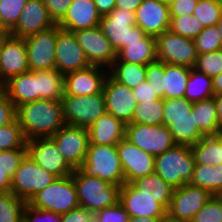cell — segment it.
<instances>
[{"instance_id":"1","label":"cell","mask_w":222,"mask_h":222,"mask_svg":"<svg viewBox=\"0 0 222 222\" xmlns=\"http://www.w3.org/2000/svg\"><path fill=\"white\" fill-rule=\"evenodd\" d=\"M26 140L51 137L64 125L62 101L39 99L16 108Z\"/></svg>"},{"instance_id":"2","label":"cell","mask_w":222,"mask_h":222,"mask_svg":"<svg viewBox=\"0 0 222 222\" xmlns=\"http://www.w3.org/2000/svg\"><path fill=\"white\" fill-rule=\"evenodd\" d=\"M79 205L89 212L96 213L119 202L120 186L109 184L99 177L85 175L80 169L73 171Z\"/></svg>"},{"instance_id":"3","label":"cell","mask_w":222,"mask_h":222,"mask_svg":"<svg viewBox=\"0 0 222 222\" xmlns=\"http://www.w3.org/2000/svg\"><path fill=\"white\" fill-rule=\"evenodd\" d=\"M79 169L85 175L99 177L109 184L121 187L125 183L117 145L89 144L85 161Z\"/></svg>"},{"instance_id":"4","label":"cell","mask_w":222,"mask_h":222,"mask_svg":"<svg viewBox=\"0 0 222 222\" xmlns=\"http://www.w3.org/2000/svg\"><path fill=\"white\" fill-rule=\"evenodd\" d=\"M194 156L188 145L176 144L155 157V173L174 189L191 182Z\"/></svg>"},{"instance_id":"5","label":"cell","mask_w":222,"mask_h":222,"mask_svg":"<svg viewBox=\"0 0 222 222\" xmlns=\"http://www.w3.org/2000/svg\"><path fill=\"white\" fill-rule=\"evenodd\" d=\"M27 204L35 209L64 214L80 207L75 184L71 176L57 178L36 193Z\"/></svg>"},{"instance_id":"6","label":"cell","mask_w":222,"mask_h":222,"mask_svg":"<svg viewBox=\"0 0 222 222\" xmlns=\"http://www.w3.org/2000/svg\"><path fill=\"white\" fill-rule=\"evenodd\" d=\"M99 26L115 52L128 47V43L140 42L147 35L136 25L135 12L118 8L101 16Z\"/></svg>"},{"instance_id":"7","label":"cell","mask_w":222,"mask_h":222,"mask_svg":"<svg viewBox=\"0 0 222 222\" xmlns=\"http://www.w3.org/2000/svg\"><path fill=\"white\" fill-rule=\"evenodd\" d=\"M58 177L40 167L28 154L21 160L11 179V193L28 202Z\"/></svg>"},{"instance_id":"8","label":"cell","mask_w":222,"mask_h":222,"mask_svg":"<svg viewBox=\"0 0 222 222\" xmlns=\"http://www.w3.org/2000/svg\"><path fill=\"white\" fill-rule=\"evenodd\" d=\"M65 124L89 128L95 120L107 112L104 93L62 98Z\"/></svg>"},{"instance_id":"9","label":"cell","mask_w":222,"mask_h":222,"mask_svg":"<svg viewBox=\"0 0 222 222\" xmlns=\"http://www.w3.org/2000/svg\"><path fill=\"white\" fill-rule=\"evenodd\" d=\"M125 138L154 157L176 145L169 128L163 124H126Z\"/></svg>"},{"instance_id":"10","label":"cell","mask_w":222,"mask_h":222,"mask_svg":"<svg viewBox=\"0 0 222 222\" xmlns=\"http://www.w3.org/2000/svg\"><path fill=\"white\" fill-rule=\"evenodd\" d=\"M157 59L165 64L193 68L198 56L194 40L164 31L156 37Z\"/></svg>"},{"instance_id":"11","label":"cell","mask_w":222,"mask_h":222,"mask_svg":"<svg viewBox=\"0 0 222 222\" xmlns=\"http://www.w3.org/2000/svg\"><path fill=\"white\" fill-rule=\"evenodd\" d=\"M61 28L56 24L50 29L24 38L29 71L56 69V37Z\"/></svg>"},{"instance_id":"12","label":"cell","mask_w":222,"mask_h":222,"mask_svg":"<svg viewBox=\"0 0 222 222\" xmlns=\"http://www.w3.org/2000/svg\"><path fill=\"white\" fill-rule=\"evenodd\" d=\"M27 154L43 169L58 178L71 176L74 169L66 162L51 137H39L26 141Z\"/></svg>"},{"instance_id":"13","label":"cell","mask_w":222,"mask_h":222,"mask_svg":"<svg viewBox=\"0 0 222 222\" xmlns=\"http://www.w3.org/2000/svg\"><path fill=\"white\" fill-rule=\"evenodd\" d=\"M51 138L66 162L74 170L79 169L85 161L90 144L88 128L65 124Z\"/></svg>"},{"instance_id":"14","label":"cell","mask_w":222,"mask_h":222,"mask_svg":"<svg viewBox=\"0 0 222 222\" xmlns=\"http://www.w3.org/2000/svg\"><path fill=\"white\" fill-rule=\"evenodd\" d=\"M90 65L109 69L116 60V52L100 26L74 32Z\"/></svg>"},{"instance_id":"15","label":"cell","mask_w":222,"mask_h":222,"mask_svg":"<svg viewBox=\"0 0 222 222\" xmlns=\"http://www.w3.org/2000/svg\"><path fill=\"white\" fill-rule=\"evenodd\" d=\"M205 189L184 184L173 190L172 199L167 213L184 222H191L195 214L212 198Z\"/></svg>"},{"instance_id":"16","label":"cell","mask_w":222,"mask_h":222,"mask_svg":"<svg viewBox=\"0 0 222 222\" xmlns=\"http://www.w3.org/2000/svg\"><path fill=\"white\" fill-rule=\"evenodd\" d=\"M55 47L56 70L63 75L91 66L74 32L60 29Z\"/></svg>"},{"instance_id":"17","label":"cell","mask_w":222,"mask_h":222,"mask_svg":"<svg viewBox=\"0 0 222 222\" xmlns=\"http://www.w3.org/2000/svg\"><path fill=\"white\" fill-rule=\"evenodd\" d=\"M117 150L125 183H131L137 178L155 173V157L135 146L127 138H123L117 144Z\"/></svg>"},{"instance_id":"18","label":"cell","mask_w":222,"mask_h":222,"mask_svg":"<svg viewBox=\"0 0 222 222\" xmlns=\"http://www.w3.org/2000/svg\"><path fill=\"white\" fill-rule=\"evenodd\" d=\"M103 93L107 112L125 125L131 123L138 104L133 90L108 75L104 83Z\"/></svg>"},{"instance_id":"19","label":"cell","mask_w":222,"mask_h":222,"mask_svg":"<svg viewBox=\"0 0 222 222\" xmlns=\"http://www.w3.org/2000/svg\"><path fill=\"white\" fill-rule=\"evenodd\" d=\"M109 75L106 68L89 66L64 75V95L85 96L102 93Z\"/></svg>"},{"instance_id":"20","label":"cell","mask_w":222,"mask_h":222,"mask_svg":"<svg viewBox=\"0 0 222 222\" xmlns=\"http://www.w3.org/2000/svg\"><path fill=\"white\" fill-rule=\"evenodd\" d=\"M28 71V57L24 38L9 35L0 50V87L11 77Z\"/></svg>"},{"instance_id":"21","label":"cell","mask_w":222,"mask_h":222,"mask_svg":"<svg viewBox=\"0 0 222 222\" xmlns=\"http://www.w3.org/2000/svg\"><path fill=\"white\" fill-rule=\"evenodd\" d=\"M54 25L56 23L49 16L43 0H27L16 26L10 31V35L25 38L50 29Z\"/></svg>"},{"instance_id":"22","label":"cell","mask_w":222,"mask_h":222,"mask_svg":"<svg viewBox=\"0 0 222 222\" xmlns=\"http://www.w3.org/2000/svg\"><path fill=\"white\" fill-rule=\"evenodd\" d=\"M170 20V6L160 0H143L135 11L136 25L153 37L169 30Z\"/></svg>"},{"instance_id":"23","label":"cell","mask_w":222,"mask_h":222,"mask_svg":"<svg viewBox=\"0 0 222 222\" xmlns=\"http://www.w3.org/2000/svg\"><path fill=\"white\" fill-rule=\"evenodd\" d=\"M119 202L130 217L162 218L167 213L156 199L143 195L131 183L120 187Z\"/></svg>"},{"instance_id":"24","label":"cell","mask_w":222,"mask_h":222,"mask_svg":"<svg viewBox=\"0 0 222 222\" xmlns=\"http://www.w3.org/2000/svg\"><path fill=\"white\" fill-rule=\"evenodd\" d=\"M101 15L93 0H73L64 17L57 25L64 30L75 32L99 26Z\"/></svg>"},{"instance_id":"25","label":"cell","mask_w":222,"mask_h":222,"mask_svg":"<svg viewBox=\"0 0 222 222\" xmlns=\"http://www.w3.org/2000/svg\"><path fill=\"white\" fill-rule=\"evenodd\" d=\"M90 144L117 145L125 138L126 125L106 112L88 128Z\"/></svg>"},{"instance_id":"26","label":"cell","mask_w":222,"mask_h":222,"mask_svg":"<svg viewBox=\"0 0 222 222\" xmlns=\"http://www.w3.org/2000/svg\"><path fill=\"white\" fill-rule=\"evenodd\" d=\"M15 107L38 100L37 71L11 77L0 87Z\"/></svg>"},{"instance_id":"27","label":"cell","mask_w":222,"mask_h":222,"mask_svg":"<svg viewBox=\"0 0 222 222\" xmlns=\"http://www.w3.org/2000/svg\"><path fill=\"white\" fill-rule=\"evenodd\" d=\"M157 60L156 37L146 35L140 42L128 43V47L117 51L114 62L148 65Z\"/></svg>"},{"instance_id":"28","label":"cell","mask_w":222,"mask_h":222,"mask_svg":"<svg viewBox=\"0 0 222 222\" xmlns=\"http://www.w3.org/2000/svg\"><path fill=\"white\" fill-rule=\"evenodd\" d=\"M131 184L143 195L156 199L168 210L174 188L167 184L157 173L137 178Z\"/></svg>"},{"instance_id":"29","label":"cell","mask_w":222,"mask_h":222,"mask_svg":"<svg viewBox=\"0 0 222 222\" xmlns=\"http://www.w3.org/2000/svg\"><path fill=\"white\" fill-rule=\"evenodd\" d=\"M191 112H194V123L204 136H216L220 126L213 97L194 102Z\"/></svg>"},{"instance_id":"30","label":"cell","mask_w":222,"mask_h":222,"mask_svg":"<svg viewBox=\"0 0 222 222\" xmlns=\"http://www.w3.org/2000/svg\"><path fill=\"white\" fill-rule=\"evenodd\" d=\"M194 122V112L191 111L190 118L163 119V125L169 128L175 143L188 146L204 137Z\"/></svg>"},{"instance_id":"31","label":"cell","mask_w":222,"mask_h":222,"mask_svg":"<svg viewBox=\"0 0 222 222\" xmlns=\"http://www.w3.org/2000/svg\"><path fill=\"white\" fill-rule=\"evenodd\" d=\"M190 148L195 164L217 166L222 163V142L217 136H204Z\"/></svg>"},{"instance_id":"32","label":"cell","mask_w":222,"mask_h":222,"mask_svg":"<svg viewBox=\"0 0 222 222\" xmlns=\"http://www.w3.org/2000/svg\"><path fill=\"white\" fill-rule=\"evenodd\" d=\"M38 100L62 101L64 75L56 69L37 71Z\"/></svg>"},{"instance_id":"33","label":"cell","mask_w":222,"mask_h":222,"mask_svg":"<svg viewBox=\"0 0 222 222\" xmlns=\"http://www.w3.org/2000/svg\"><path fill=\"white\" fill-rule=\"evenodd\" d=\"M190 68L164 63L165 98H184Z\"/></svg>"},{"instance_id":"34","label":"cell","mask_w":222,"mask_h":222,"mask_svg":"<svg viewBox=\"0 0 222 222\" xmlns=\"http://www.w3.org/2000/svg\"><path fill=\"white\" fill-rule=\"evenodd\" d=\"M109 75L130 89L146 81V65L128 62H113L108 69Z\"/></svg>"},{"instance_id":"35","label":"cell","mask_w":222,"mask_h":222,"mask_svg":"<svg viewBox=\"0 0 222 222\" xmlns=\"http://www.w3.org/2000/svg\"><path fill=\"white\" fill-rule=\"evenodd\" d=\"M189 184L215 195L222 189V163L217 166L195 164Z\"/></svg>"},{"instance_id":"36","label":"cell","mask_w":222,"mask_h":222,"mask_svg":"<svg viewBox=\"0 0 222 222\" xmlns=\"http://www.w3.org/2000/svg\"><path fill=\"white\" fill-rule=\"evenodd\" d=\"M214 96L212 78L203 72L190 68L184 98L190 102H199Z\"/></svg>"},{"instance_id":"37","label":"cell","mask_w":222,"mask_h":222,"mask_svg":"<svg viewBox=\"0 0 222 222\" xmlns=\"http://www.w3.org/2000/svg\"><path fill=\"white\" fill-rule=\"evenodd\" d=\"M27 149L0 151V193L11 191V179Z\"/></svg>"},{"instance_id":"38","label":"cell","mask_w":222,"mask_h":222,"mask_svg":"<svg viewBox=\"0 0 222 222\" xmlns=\"http://www.w3.org/2000/svg\"><path fill=\"white\" fill-rule=\"evenodd\" d=\"M132 123L145 125L163 124V99L138 103L134 110Z\"/></svg>"},{"instance_id":"39","label":"cell","mask_w":222,"mask_h":222,"mask_svg":"<svg viewBox=\"0 0 222 222\" xmlns=\"http://www.w3.org/2000/svg\"><path fill=\"white\" fill-rule=\"evenodd\" d=\"M26 204L11 192L0 193V222H22Z\"/></svg>"},{"instance_id":"40","label":"cell","mask_w":222,"mask_h":222,"mask_svg":"<svg viewBox=\"0 0 222 222\" xmlns=\"http://www.w3.org/2000/svg\"><path fill=\"white\" fill-rule=\"evenodd\" d=\"M26 141L17 119L0 127V151L27 149Z\"/></svg>"},{"instance_id":"41","label":"cell","mask_w":222,"mask_h":222,"mask_svg":"<svg viewBox=\"0 0 222 222\" xmlns=\"http://www.w3.org/2000/svg\"><path fill=\"white\" fill-rule=\"evenodd\" d=\"M193 16L204 27L217 25L222 18V4L218 0H199Z\"/></svg>"},{"instance_id":"42","label":"cell","mask_w":222,"mask_h":222,"mask_svg":"<svg viewBox=\"0 0 222 222\" xmlns=\"http://www.w3.org/2000/svg\"><path fill=\"white\" fill-rule=\"evenodd\" d=\"M204 29L201 21L196 17L184 15L180 17H171L169 30L185 38L194 40Z\"/></svg>"},{"instance_id":"43","label":"cell","mask_w":222,"mask_h":222,"mask_svg":"<svg viewBox=\"0 0 222 222\" xmlns=\"http://www.w3.org/2000/svg\"><path fill=\"white\" fill-rule=\"evenodd\" d=\"M27 0H0V24L9 32L16 26Z\"/></svg>"},{"instance_id":"44","label":"cell","mask_w":222,"mask_h":222,"mask_svg":"<svg viewBox=\"0 0 222 222\" xmlns=\"http://www.w3.org/2000/svg\"><path fill=\"white\" fill-rule=\"evenodd\" d=\"M198 54L210 53L222 49V40L217 25L204 27L194 39Z\"/></svg>"},{"instance_id":"45","label":"cell","mask_w":222,"mask_h":222,"mask_svg":"<svg viewBox=\"0 0 222 222\" xmlns=\"http://www.w3.org/2000/svg\"><path fill=\"white\" fill-rule=\"evenodd\" d=\"M193 68L211 78L219 75L222 72V49L210 53L198 54Z\"/></svg>"},{"instance_id":"46","label":"cell","mask_w":222,"mask_h":222,"mask_svg":"<svg viewBox=\"0 0 222 222\" xmlns=\"http://www.w3.org/2000/svg\"><path fill=\"white\" fill-rule=\"evenodd\" d=\"M193 102L185 98L163 99V119L190 118Z\"/></svg>"},{"instance_id":"47","label":"cell","mask_w":222,"mask_h":222,"mask_svg":"<svg viewBox=\"0 0 222 222\" xmlns=\"http://www.w3.org/2000/svg\"><path fill=\"white\" fill-rule=\"evenodd\" d=\"M146 81L160 98L165 99L164 62L157 60L146 65Z\"/></svg>"},{"instance_id":"48","label":"cell","mask_w":222,"mask_h":222,"mask_svg":"<svg viewBox=\"0 0 222 222\" xmlns=\"http://www.w3.org/2000/svg\"><path fill=\"white\" fill-rule=\"evenodd\" d=\"M191 222H222V202L213 195Z\"/></svg>"},{"instance_id":"49","label":"cell","mask_w":222,"mask_h":222,"mask_svg":"<svg viewBox=\"0 0 222 222\" xmlns=\"http://www.w3.org/2000/svg\"><path fill=\"white\" fill-rule=\"evenodd\" d=\"M130 216L118 202L116 205L104 208L94 214V222H129Z\"/></svg>"},{"instance_id":"50","label":"cell","mask_w":222,"mask_h":222,"mask_svg":"<svg viewBox=\"0 0 222 222\" xmlns=\"http://www.w3.org/2000/svg\"><path fill=\"white\" fill-rule=\"evenodd\" d=\"M24 222H61V214L35 209L26 204L23 212Z\"/></svg>"},{"instance_id":"51","label":"cell","mask_w":222,"mask_h":222,"mask_svg":"<svg viewBox=\"0 0 222 222\" xmlns=\"http://www.w3.org/2000/svg\"><path fill=\"white\" fill-rule=\"evenodd\" d=\"M16 120V107L0 88V127Z\"/></svg>"},{"instance_id":"52","label":"cell","mask_w":222,"mask_h":222,"mask_svg":"<svg viewBox=\"0 0 222 222\" xmlns=\"http://www.w3.org/2000/svg\"><path fill=\"white\" fill-rule=\"evenodd\" d=\"M73 0H43L49 16L57 24L66 14Z\"/></svg>"},{"instance_id":"53","label":"cell","mask_w":222,"mask_h":222,"mask_svg":"<svg viewBox=\"0 0 222 222\" xmlns=\"http://www.w3.org/2000/svg\"><path fill=\"white\" fill-rule=\"evenodd\" d=\"M199 0H179L170 6V17L192 16Z\"/></svg>"},{"instance_id":"54","label":"cell","mask_w":222,"mask_h":222,"mask_svg":"<svg viewBox=\"0 0 222 222\" xmlns=\"http://www.w3.org/2000/svg\"><path fill=\"white\" fill-rule=\"evenodd\" d=\"M61 222H94V213L78 207L67 213L61 214Z\"/></svg>"},{"instance_id":"55","label":"cell","mask_w":222,"mask_h":222,"mask_svg":"<svg viewBox=\"0 0 222 222\" xmlns=\"http://www.w3.org/2000/svg\"><path fill=\"white\" fill-rule=\"evenodd\" d=\"M132 90L138 103L160 99L147 81L142 82Z\"/></svg>"},{"instance_id":"56","label":"cell","mask_w":222,"mask_h":222,"mask_svg":"<svg viewBox=\"0 0 222 222\" xmlns=\"http://www.w3.org/2000/svg\"><path fill=\"white\" fill-rule=\"evenodd\" d=\"M97 12L103 16L111 13L115 9L116 0H93Z\"/></svg>"},{"instance_id":"57","label":"cell","mask_w":222,"mask_h":222,"mask_svg":"<svg viewBox=\"0 0 222 222\" xmlns=\"http://www.w3.org/2000/svg\"><path fill=\"white\" fill-rule=\"evenodd\" d=\"M143 0H116L115 8L135 12Z\"/></svg>"},{"instance_id":"58","label":"cell","mask_w":222,"mask_h":222,"mask_svg":"<svg viewBox=\"0 0 222 222\" xmlns=\"http://www.w3.org/2000/svg\"><path fill=\"white\" fill-rule=\"evenodd\" d=\"M213 98L215 100L219 126L222 127V94L214 95Z\"/></svg>"},{"instance_id":"59","label":"cell","mask_w":222,"mask_h":222,"mask_svg":"<svg viewBox=\"0 0 222 222\" xmlns=\"http://www.w3.org/2000/svg\"><path fill=\"white\" fill-rule=\"evenodd\" d=\"M214 95L222 94V72L212 78Z\"/></svg>"},{"instance_id":"60","label":"cell","mask_w":222,"mask_h":222,"mask_svg":"<svg viewBox=\"0 0 222 222\" xmlns=\"http://www.w3.org/2000/svg\"><path fill=\"white\" fill-rule=\"evenodd\" d=\"M161 218L130 217L129 222H159Z\"/></svg>"},{"instance_id":"61","label":"cell","mask_w":222,"mask_h":222,"mask_svg":"<svg viewBox=\"0 0 222 222\" xmlns=\"http://www.w3.org/2000/svg\"><path fill=\"white\" fill-rule=\"evenodd\" d=\"M10 35V32L4 28H0V50L2 48V45L4 41L8 38Z\"/></svg>"},{"instance_id":"62","label":"cell","mask_w":222,"mask_h":222,"mask_svg":"<svg viewBox=\"0 0 222 222\" xmlns=\"http://www.w3.org/2000/svg\"><path fill=\"white\" fill-rule=\"evenodd\" d=\"M159 222H184L181 221L177 218L171 217L168 213H166L160 220Z\"/></svg>"},{"instance_id":"63","label":"cell","mask_w":222,"mask_h":222,"mask_svg":"<svg viewBox=\"0 0 222 222\" xmlns=\"http://www.w3.org/2000/svg\"><path fill=\"white\" fill-rule=\"evenodd\" d=\"M217 28H218V31H219V33H220L221 40H222V18H221V20L219 21V23L217 24Z\"/></svg>"},{"instance_id":"64","label":"cell","mask_w":222,"mask_h":222,"mask_svg":"<svg viewBox=\"0 0 222 222\" xmlns=\"http://www.w3.org/2000/svg\"><path fill=\"white\" fill-rule=\"evenodd\" d=\"M160 1H162L163 3H165L167 5H171L173 2L179 1V0H160Z\"/></svg>"},{"instance_id":"65","label":"cell","mask_w":222,"mask_h":222,"mask_svg":"<svg viewBox=\"0 0 222 222\" xmlns=\"http://www.w3.org/2000/svg\"><path fill=\"white\" fill-rule=\"evenodd\" d=\"M216 136L221 140L222 142V127H220L219 131L217 132Z\"/></svg>"},{"instance_id":"66","label":"cell","mask_w":222,"mask_h":222,"mask_svg":"<svg viewBox=\"0 0 222 222\" xmlns=\"http://www.w3.org/2000/svg\"><path fill=\"white\" fill-rule=\"evenodd\" d=\"M215 196L222 202V189Z\"/></svg>"}]
</instances>
